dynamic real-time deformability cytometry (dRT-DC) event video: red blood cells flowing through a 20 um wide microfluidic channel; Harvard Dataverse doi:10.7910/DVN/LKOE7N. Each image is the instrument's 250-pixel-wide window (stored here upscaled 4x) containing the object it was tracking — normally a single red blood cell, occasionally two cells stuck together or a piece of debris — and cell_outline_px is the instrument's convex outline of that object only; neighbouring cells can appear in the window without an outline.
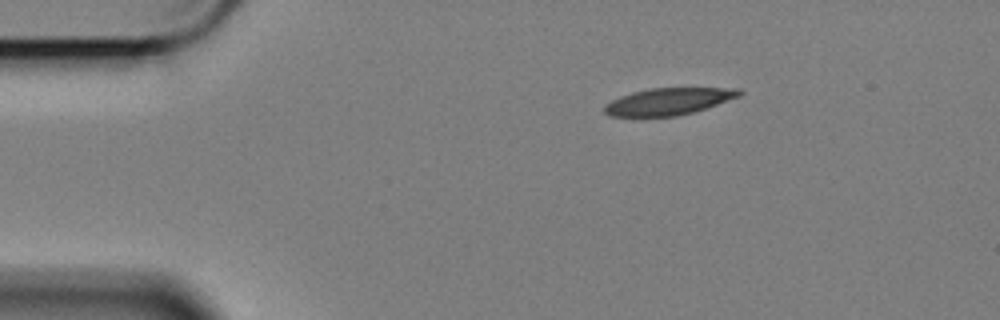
{"species": "Egyptian fruit bat (a non-hibernating species)", "species_latin": "Rousettus aegyptiacus", "temperature_condition": "cold", "stored_images_in_passage": 50, "camera_frame_rate_fps": 3000, "um_per_image_px": 0.085, "animal": {"sex": "female"}, "frame": {"image": 1, "passage_image": 1, "time_ms": 0.0, "image_size_px": [1000, 320], "cell_outline_px": [[744, 92], [740, 96], [692, 112], [676, 116], [608, 116], [604, 112], [604, 104], [620, 96], [632, 92], [652, 88], [740, 88]], "centroid_in_image_um": [56.8, 8.61], "position_along_channel_um": 28.2, "area_um2": 20.98}}
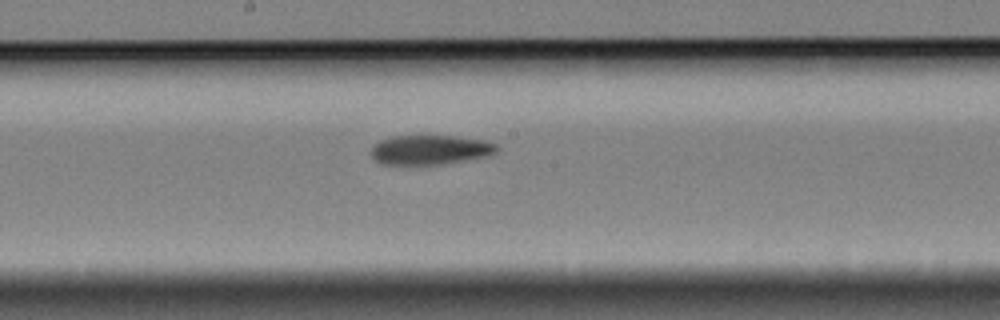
{"frame": {"image": 2, "passage_image": 22, "time_ms": 7.0, "image_size_px": [1000, 320], "cell_outline_px": [[500, 148], [496, 152], [488, 156], [444, 164], [380, 164], [372, 156], [372, 148], [380, 140], [392, 136], [452, 136], [484, 140], [496, 144]], "centroid_in_image_um": [36.6, 12.73], "position_along_channel_um": 211.6, "area_um2": 21.5}}
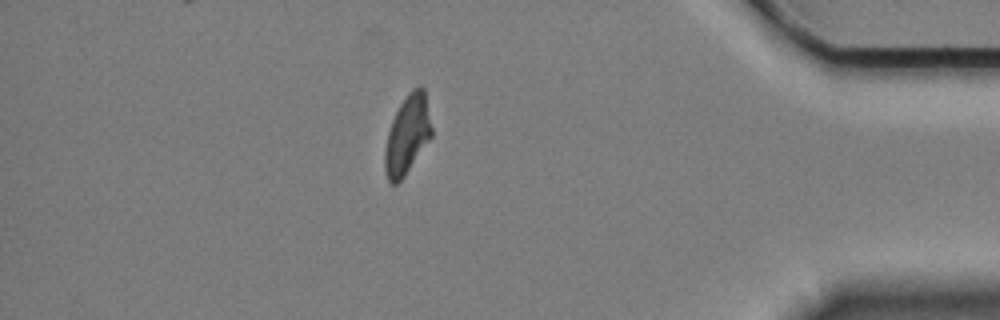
{"frame": {"image": 3, "passage_image": 42, "time_ms": 13.667, "image_size_px": [1000, 320], "cell_outline_px": [[432, 136], [404, 176], [396, 184], [392, 184], [388, 180], [384, 168], [384, 148], [388, 132], [392, 120], [400, 104], [408, 92], [412, 88], [424, 88], [432, 128]], "centroid_in_image_um": [34.61, 11.47], "position_along_channel_um": 400.6, "area_um2": 21.27}, "authors_computed_cell_mechanics": {"area_um2": 22.5131, "velocity_mm_per_s": 3.3996, "shape_relaxation_time_tau1_ms": 4.2637, "shape_relaxation_time_tau2_ms": 3.5021, "deformation_change_tau1": 0.1668, "deformation_change_tau2": 0.1122}}